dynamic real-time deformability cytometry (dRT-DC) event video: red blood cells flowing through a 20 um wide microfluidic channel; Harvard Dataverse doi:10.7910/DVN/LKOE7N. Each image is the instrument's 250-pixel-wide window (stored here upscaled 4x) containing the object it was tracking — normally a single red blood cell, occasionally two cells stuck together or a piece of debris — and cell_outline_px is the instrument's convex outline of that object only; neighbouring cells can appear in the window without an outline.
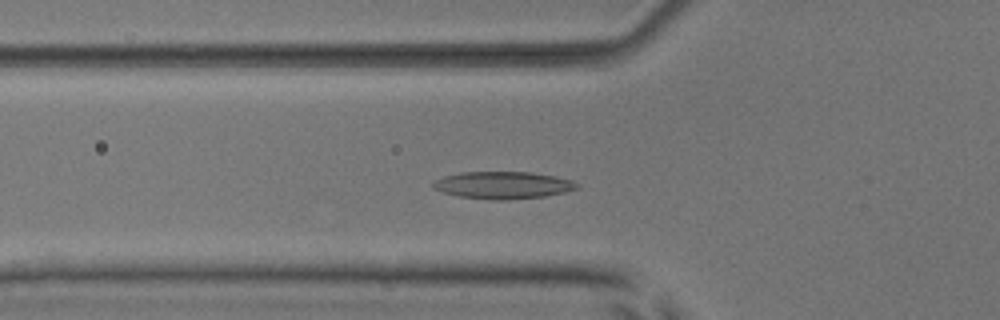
{"species": "common noctule bat (a hibernating species)", "species_latin": "Nyctalus noctula", "temperature_condition": "room temperature", "stored_images_in_passage": 51, "camera_frame_rate_fps": 3000, "um_per_image_px": 0.085, "animal": {"sex": "male", "body_mass_g": 17.9, "forearm_length_mm": 54.2}, "frame": {"image": 1, "passage_image": 19, "time_ms": 6.0, "image_size_px": [1000, 320], "cell_outline_px": [[580, 188], [564, 192], [544, 196], [504, 200], [492, 200], [460, 196], [444, 192], [432, 188], [432, 184], [436, 180], [444, 176], [460, 172], [532, 172], [556, 176], [572, 180], [580, 184]], "centroid_in_image_um": [42.79, 15.73], "position_along_channel_um": 83.0, "area_um2": 22.83}}
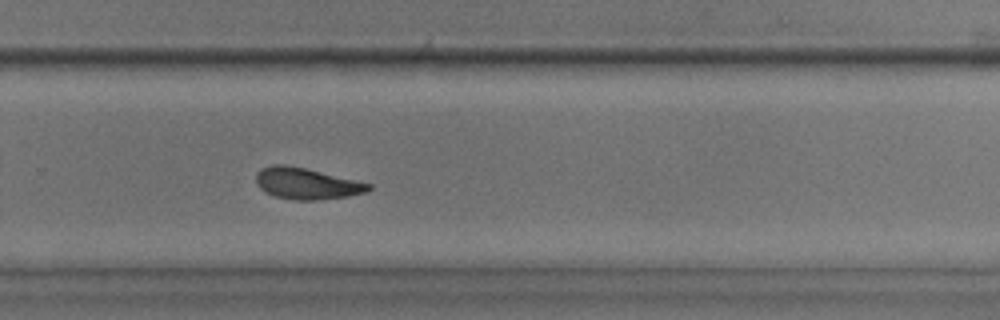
{"frame": {"image": 2, "passage_image": 36, "time_ms": 11.667, "image_size_px": [1000, 320], "cell_outline_px": [[372, 188], [364, 192], [348, 196], [316, 200], [296, 200], [276, 196], [260, 188], [256, 184], [256, 172], [260, 168], [272, 164], [284, 164], [304, 168], [372, 184]], "centroid_in_image_um": [26.02, 15.59], "position_along_channel_um": 303.8, "area_um2": 20.29}}
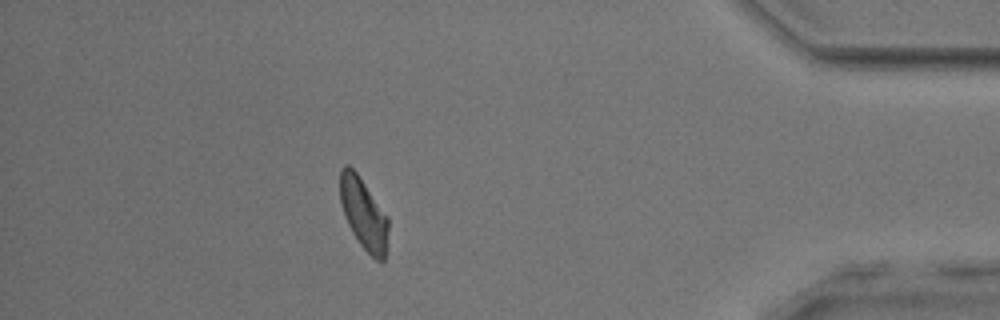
{"frame": {"image": 3, "passage_image": 47, "time_ms": 15.333, "image_size_px": [1000, 320], "cell_outline_px": [[388, 228], [384, 260], [376, 260], [360, 244], [352, 232], [344, 216], [340, 204], [340, 168], [344, 164], [348, 164], [356, 172], [388, 216]], "centroid_in_image_um": [30.88, 18.13], "position_along_channel_um": 404.3, "area_um2": 19.88}}